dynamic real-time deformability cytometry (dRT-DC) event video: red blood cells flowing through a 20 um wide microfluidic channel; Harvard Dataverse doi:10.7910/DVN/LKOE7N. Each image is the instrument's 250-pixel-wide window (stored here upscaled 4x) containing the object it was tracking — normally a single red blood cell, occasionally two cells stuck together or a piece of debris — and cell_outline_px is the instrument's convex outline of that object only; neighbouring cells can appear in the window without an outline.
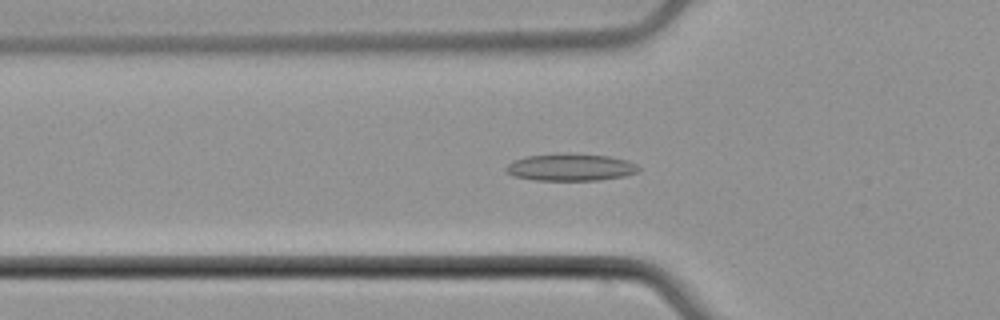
{"species": "common noctule bat (a hibernating species)", "species_latin": "Nyctalus noctula", "temperature_condition": "cold", "stored_images_in_passage": 53, "camera_frame_rate_fps": 3000, "um_per_image_px": 0.085, "animal": {"sex": "male", "body_mass_g": 21.5, "forearm_length_mm": 52.0}, "frame": {"image": 1, "passage_image": 18, "time_ms": 5.667, "image_size_px": [1000, 320], "cell_outline_px": [[640, 168], [636, 172], [624, 176], [596, 180], [536, 180], [516, 176], [508, 172], [504, 168], [512, 160], [528, 156], [564, 152], [608, 156], [628, 160], [636, 164]], "centroid_in_image_um": [48.5, 14.2], "position_along_channel_um": 77.3, "area_um2": 20.98}}
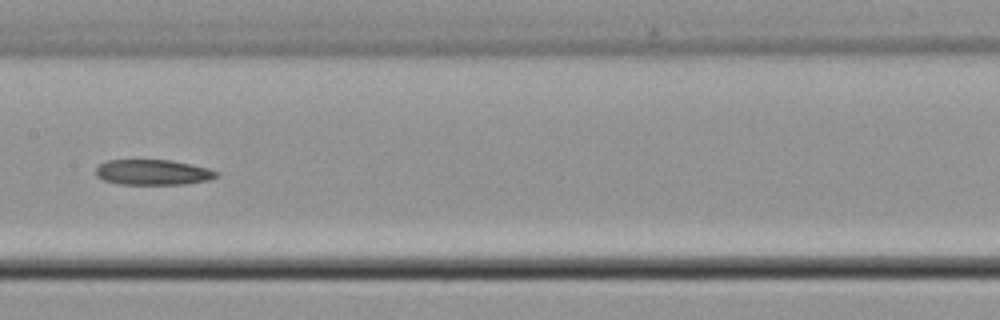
{"frame": {"image": 2, "passage_image": 27, "time_ms": 8.667, "image_size_px": [1000, 320], "cell_outline_px": [[216, 176], [208, 180], [184, 184], [120, 184], [104, 180], [96, 176], [96, 168], [100, 164], [108, 160], [172, 160], [208, 168], [216, 172]], "centroid_in_image_um": [12.96, 14.64], "position_along_channel_um": 194.4, "area_um2": 17.63}}
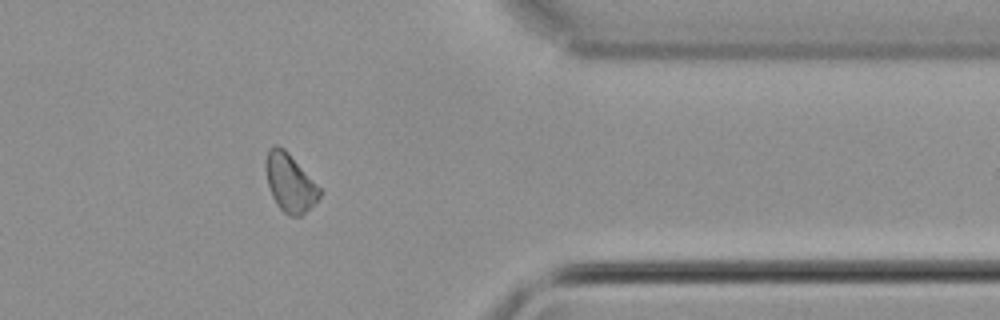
{"frame": {"image": 3, "passage_image": 43, "time_ms": 14.0, "image_size_px": [1000, 320], "cell_outline_px": [[324, 192], [300, 216], [288, 216], [276, 204], [272, 196], [268, 184], [264, 164], [264, 160], [268, 148], [276, 144], [284, 148], [288, 152]], "centroid_in_image_um": [24.61, 15.5], "position_along_channel_um": 386.8, "area_um2": 18.21}}